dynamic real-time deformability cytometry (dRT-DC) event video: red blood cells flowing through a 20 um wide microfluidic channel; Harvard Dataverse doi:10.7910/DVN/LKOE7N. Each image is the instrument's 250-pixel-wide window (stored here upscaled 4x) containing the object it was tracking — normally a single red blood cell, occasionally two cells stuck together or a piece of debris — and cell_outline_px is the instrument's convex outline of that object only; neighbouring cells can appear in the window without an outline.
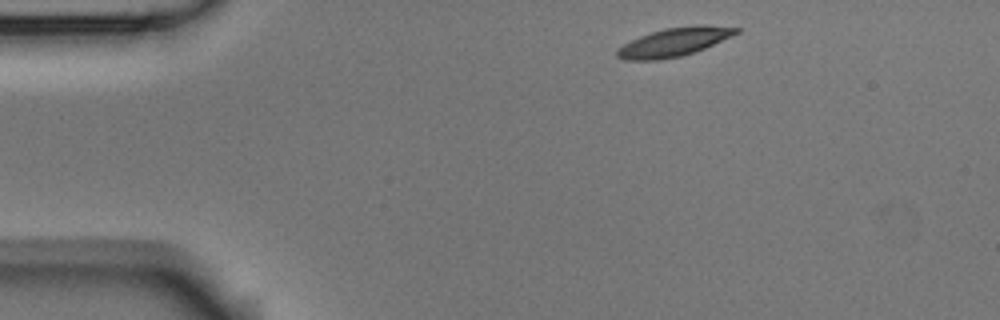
{"species": "Egyptian fruit bat (a non-hibernating species)", "species_latin": "Rousettus aegyptiacus", "temperature_condition": "room temperature", "stored_images_in_passage": 2, "camera_frame_rate_fps": 3000, "um_per_image_px": 0.085, "animal": {"sex": "male"}, "frame": {"image": 1, "passage_image": 1, "time_ms": 0.0, "image_size_px": [1000, 320], "cell_outline_px": [[740, 32], [732, 36], [704, 48], [680, 56], [660, 60], [620, 60], [616, 56], [616, 48], [640, 36], [664, 28], [696, 24], [708, 24], [740, 28]], "centroid_in_image_um": [57.29, 3.56], "position_along_channel_um": 27.7, "area_um2": 19.94}}